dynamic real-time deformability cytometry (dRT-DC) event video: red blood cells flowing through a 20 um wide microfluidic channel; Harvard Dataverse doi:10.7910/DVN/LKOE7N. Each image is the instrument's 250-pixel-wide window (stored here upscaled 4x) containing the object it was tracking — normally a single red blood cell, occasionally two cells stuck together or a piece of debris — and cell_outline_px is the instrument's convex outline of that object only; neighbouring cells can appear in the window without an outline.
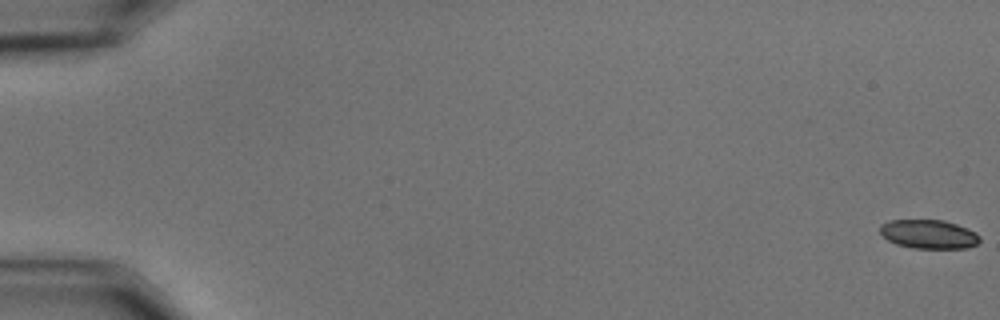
{"species": "common noctule bat (a hibernating species)", "species_latin": "Nyctalus noctula", "temperature_condition": "cold", "stored_images_in_passage": 60, "segment_of_instrument_passage": [1, 2], "camera_frame_rate_fps": 3000, "um_per_image_px": 0.085, "animal": {"sex": "male", "body_mass_g": 15.6}, "frame": {"image": 1, "passage_image": 1, "time_ms": 0.0, "image_size_px": [1000, 320], "cell_outline_px": [[980, 240], [976, 244], [968, 248], [912, 248], [896, 244], [888, 240], [880, 232], [880, 224], [888, 220], [944, 220], [968, 228], [976, 232], [980, 236]], "centroid_in_image_um": [78.95, 19.9], "position_along_channel_um": 6.1, "area_um2": 16.88}}
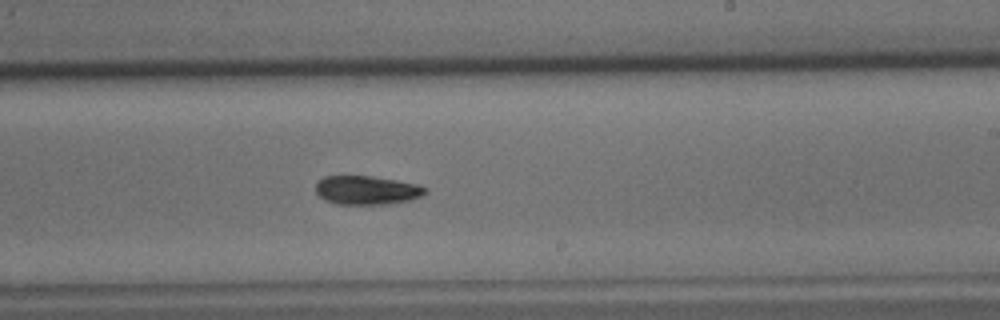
{"frame": {"image": 2, "passage_image": 37, "time_ms": 12.0, "image_size_px": [1000, 320], "cell_outline_px": [[428, 192], [424, 196], [408, 200], [384, 204], [336, 204], [324, 200], [316, 192], [316, 184], [324, 176], [372, 176], [396, 180], [416, 184], [428, 188]], "centroid_in_image_um": [31.2, 16.16], "position_along_channel_um": 257.8, "area_um2": 18.38}}
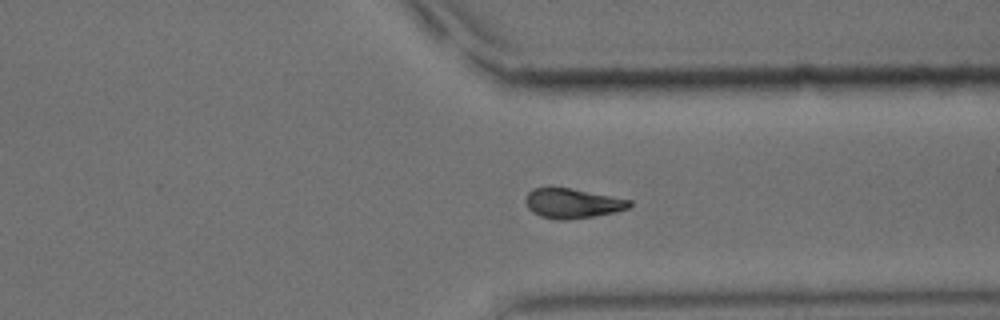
{"frame": {"image": 3, "passage_image": 46, "time_ms": 15.0, "image_size_px": [1000, 320], "cell_outline_px": [[632, 204], [628, 208], [616, 212], [568, 220], [564, 220], [540, 216], [532, 212], [528, 208], [524, 200], [528, 192], [532, 188], [568, 188], [612, 196], [632, 200]], "centroid_in_image_um": [48.65, 17.28], "position_along_channel_um": 362.8, "area_um2": 17.86}}